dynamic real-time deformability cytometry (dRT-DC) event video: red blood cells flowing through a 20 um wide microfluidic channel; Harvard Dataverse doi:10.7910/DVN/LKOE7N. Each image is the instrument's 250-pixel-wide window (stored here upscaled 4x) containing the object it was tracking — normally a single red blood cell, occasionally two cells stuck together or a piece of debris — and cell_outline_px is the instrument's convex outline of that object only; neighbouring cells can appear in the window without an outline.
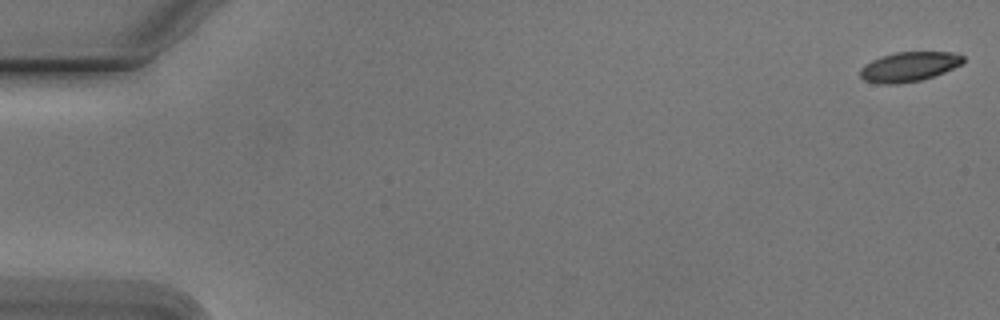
{"species": "Egyptian fruit bat (a non-hibernating species)", "species_latin": "Rousettus aegyptiacus", "temperature_condition": "cold", "stored_images_in_passage": 6, "camera_frame_rate_fps": 3000, "um_per_image_px": 0.085, "animal": {"sex": "male"}, "frame": {"image": 1, "passage_image": 1, "time_ms": 0.0, "image_size_px": [1000, 320], "cell_outline_px": [[964, 64], [944, 72], [920, 80], [900, 84], [880, 84], [864, 80], [860, 76], [860, 68], [864, 64], [880, 56], [896, 52], [956, 52], [964, 56]], "centroid_in_image_um": [77.27, 5.66], "position_along_channel_um": 7.7, "area_um2": 17.98}}